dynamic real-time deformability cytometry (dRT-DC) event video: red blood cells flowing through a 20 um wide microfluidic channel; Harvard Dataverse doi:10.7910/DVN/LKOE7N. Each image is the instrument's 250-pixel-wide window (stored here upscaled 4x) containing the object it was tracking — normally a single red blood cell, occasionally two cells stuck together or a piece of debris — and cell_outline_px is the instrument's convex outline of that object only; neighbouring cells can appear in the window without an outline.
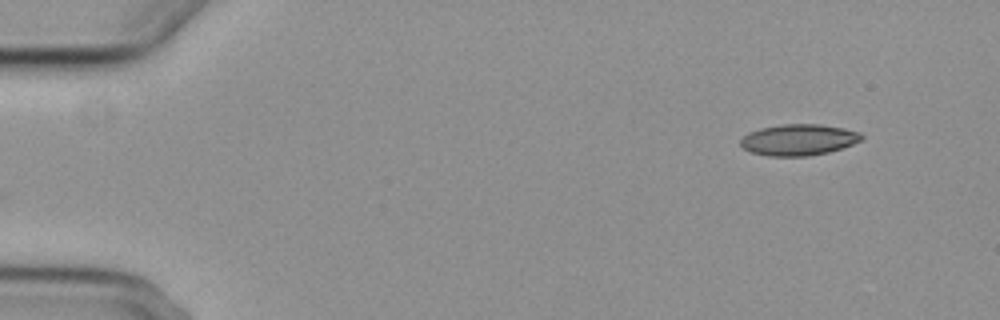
{"species": "common noctule bat (a hibernating species)", "species_latin": "Nyctalus noctula", "temperature_condition": "cold", "stored_images_in_passage": 4, "camera_frame_rate_fps": 3000, "um_per_image_px": 0.085, "animal": {"sex": "female", "body_mass_g": 29.2, "forearm_length_mm": 56.3}, "frame": {"image": 1, "passage_image": 4, "time_ms": 3.333, "image_size_px": [1000, 320], "cell_outline_px": [[864, 136], [860, 140], [852, 144], [828, 152], [808, 156], [768, 156], [752, 152], [744, 148], [740, 144], [740, 140], [748, 132], [760, 128], [784, 124], [820, 124], [844, 128], [860, 132]], "centroid_in_image_um": [67.87, 11.87], "position_along_channel_um": 17.1, "area_um2": 21.91}}